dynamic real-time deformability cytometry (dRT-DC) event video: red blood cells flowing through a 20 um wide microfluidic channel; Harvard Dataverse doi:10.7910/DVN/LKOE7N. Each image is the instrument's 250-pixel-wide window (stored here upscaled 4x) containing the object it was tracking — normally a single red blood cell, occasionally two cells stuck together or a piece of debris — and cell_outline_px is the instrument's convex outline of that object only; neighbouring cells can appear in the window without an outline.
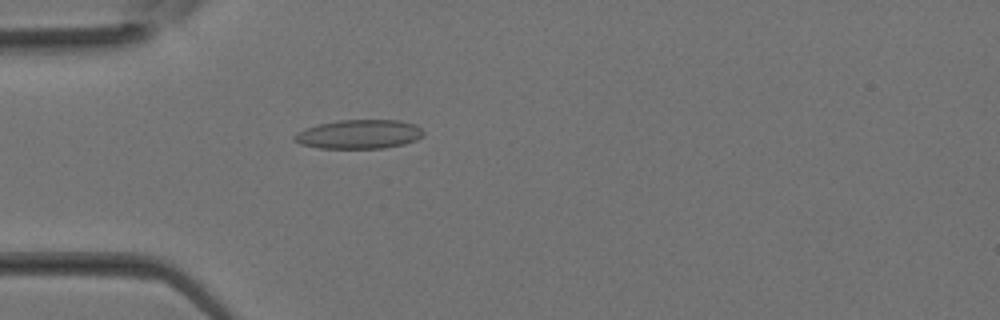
{"species": "Egyptian fruit bat (a non-hibernating species)", "species_latin": "Rousettus aegyptiacus", "temperature_condition": "room temperature", "stored_images_in_passage": 29, "camera_frame_rate_fps": 3000, "um_per_image_px": 0.085, "animal": {"sex": "female"}, "frame": {"image": 1, "passage_image": 5, "time_ms": 1.333, "image_size_px": [1000, 320], "cell_outline_px": [[424, 132], [416, 140], [404, 144], [384, 148], [320, 148], [300, 144], [292, 140], [292, 136], [296, 132], [320, 124], [340, 120], [400, 120], [416, 124]], "centroid_in_image_um": [30.51, 11.41], "position_along_channel_um": 54.5, "area_um2": 21.79}}
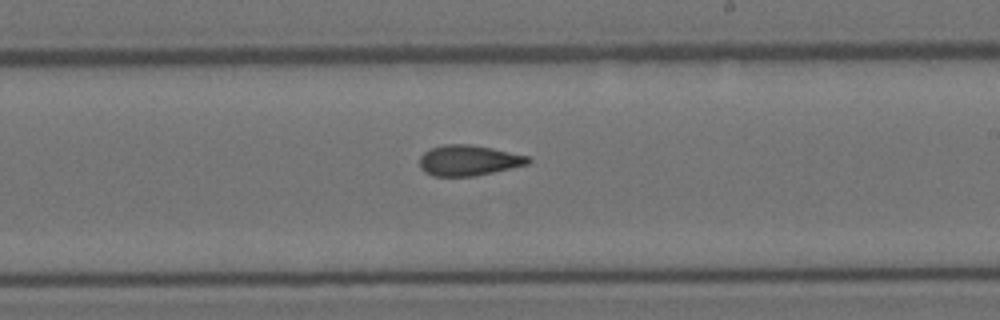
{"frame": {"image": 2, "passage_image": 15, "time_ms": 4.667, "image_size_px": [1000, 320], "cell_outline_px": [[532, 160], [528, 164], [476, 176], [432, 176], [424, 172], [420, 168], [420, 156], [424, 152], [432, 148], [444, 144], [468, 144], [492, 148], [528, 156]], "centroid_in_image_um": [39.81, 13.64], "position_along_channel_um": 249.2, "area_um2": 19.31}}
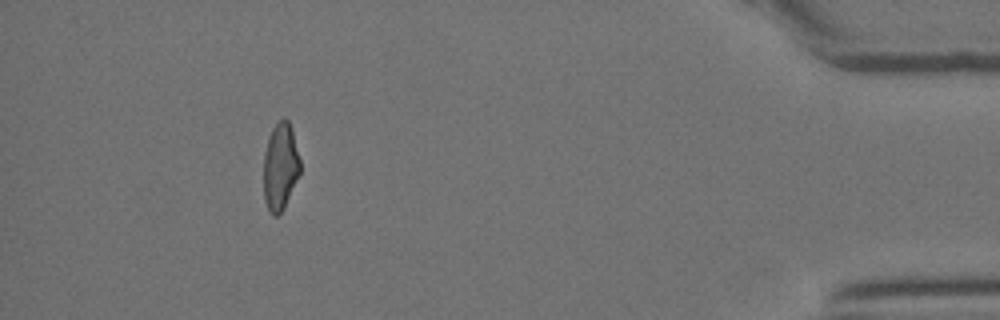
{"frame": {"image": 3, "passage_image": 26, "time_ms": 8.333, "image_size_px": [1000, 320], "cell_outline_px": [[300, 172], [284, 208], [276, 216], [272, 216], [268, 212], [264, 200], [264, 152], [268, 136], [272, 128], [284, 116], [288, 120], [292, 128], [300, 160]], "centroid_in_image_um": [23.81, 14.15], "position_along_channel_um": 411.4, "area_um2": 18.73}}